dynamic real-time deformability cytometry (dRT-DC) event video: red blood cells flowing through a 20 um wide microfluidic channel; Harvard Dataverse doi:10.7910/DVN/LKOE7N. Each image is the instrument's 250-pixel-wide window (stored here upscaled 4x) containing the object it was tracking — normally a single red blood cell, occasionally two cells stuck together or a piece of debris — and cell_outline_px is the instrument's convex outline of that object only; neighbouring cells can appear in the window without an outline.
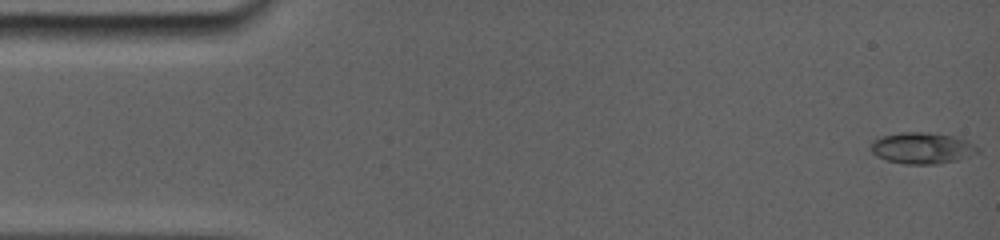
{"species": "common noctule bat (a hibernating species)", "species_latin": "Nyctalus noctula", "temperature_condition": "room temperature", "stored_images_in_passage": 39, "camera_frame_rate_fps": 5000, "um_per_image_px": 0.085, "animal": {"sex": "female", "body_mass_g": 19.0, "forearm_length_mm": 56.7}, "frame": {"image": 1, "passage_image": 1, "time_ms": 0.0, "image_size_px": [1000, 240], "cell_outline_px": [[952, 140], [944, 160], [924, 164], [916, 164], [888, 160], [880, 156], [872, 148], [884, 136], [908, 132], [948, 136]], "centroid_in_image_um": [77.65, 12.56], "position_along_channel_um": 7.3, "area_um2": 13.99}}
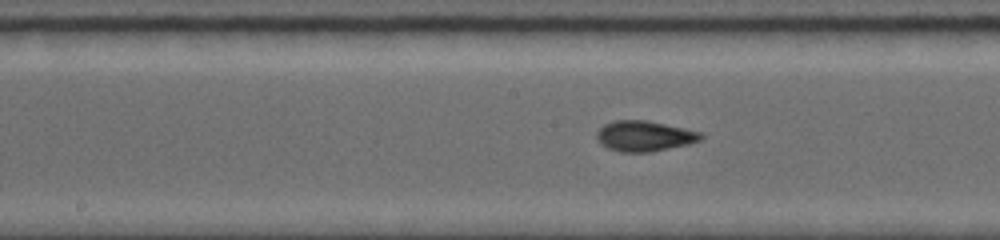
{"frame": {"image": 2, "passage_image": 17, "time_ms": 8.0, "image_size_px": [1000, 240], "cell_outline_px": [[704, 136], [700, 140], [688, 144], [648, 152], [620, 152], [608, 148], [596, 136], [596, 132], [604, 124], [616, 120], [644, 120], [700, 132]], "centroid_in_image_um": [54.75, 11.56], "position_along_channel_um": 193.4, "area_um2": 18.03}}
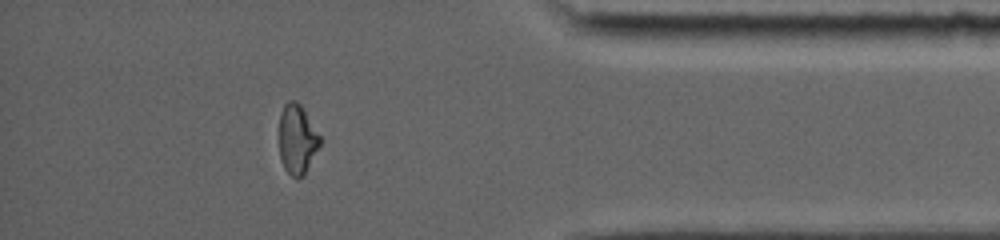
{"frame": {"image": 3, "passage_image": 34, "time_ms": 14.0, "image_size_px": [1000, 240], "cell_outline_px": [[320, 144], [304, 176], [292, 176], [284, 168], [280, 160], [280, 112], [284, 104], [288, 100], [296, 100], [300, 104], [320, 136]], "centroid_in_image_um": [25.24, 11.82], "position_along_channel_um": 410.0, "area_um2": 16.3}, "authors_computed_cell_mechanics": {"area_um2": 17.1088, "velocity_mm_per_s": 3.9018, "shape_relaxation_time_tau1_ms": 4.6063, "shape_relaxation_time_tau2_ms": 1.2295, "deformation_change_tau1": 0.1745, "deformation_change_tau2": 0.0533}}